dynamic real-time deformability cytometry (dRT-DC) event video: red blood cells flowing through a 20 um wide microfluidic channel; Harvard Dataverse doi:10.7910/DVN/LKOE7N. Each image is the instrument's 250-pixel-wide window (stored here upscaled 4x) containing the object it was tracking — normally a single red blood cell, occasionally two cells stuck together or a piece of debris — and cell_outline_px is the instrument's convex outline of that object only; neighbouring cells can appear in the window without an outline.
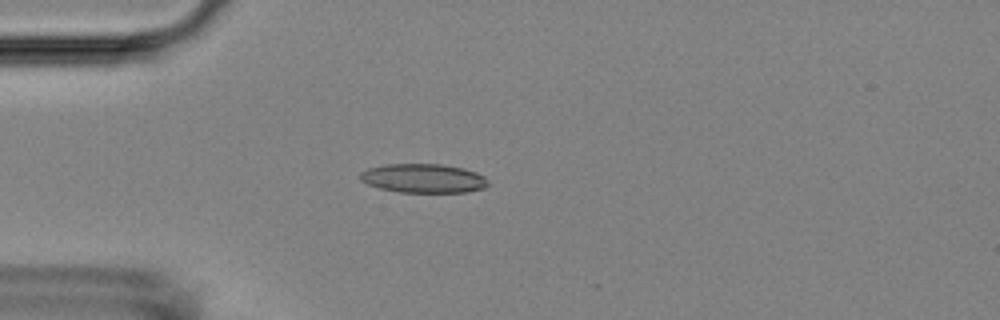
{"species": "Egyptian fruit bat (a non-hibernating species)", "species_latin": "Rousettus aegyptiacus", "temperature_condition": "room temperature", "stored_images_in_passage": 40, "camera_frame_rate_fps": 3000, "um_per_image_px": 0.085, "animal": {"sex": "female"}, "frame": {"image": 1, "passage_image": 14, "time_ms": 4.333, "image_size_px": [1000, 320], "cell_outline_px": [[488, 184], [484, 188], [468, 192], [400, 192], [380, 188], [368, 184], [360, 180], [360, 172], [368, 168], [384, 164], [440, 164], [464, 168], [476, 172], [484, 176], [488, 180]], "centroid_in_image_um": [35.99, 15.15], "position_along_channel_um": 49.0, "area_um2": 21.68}}
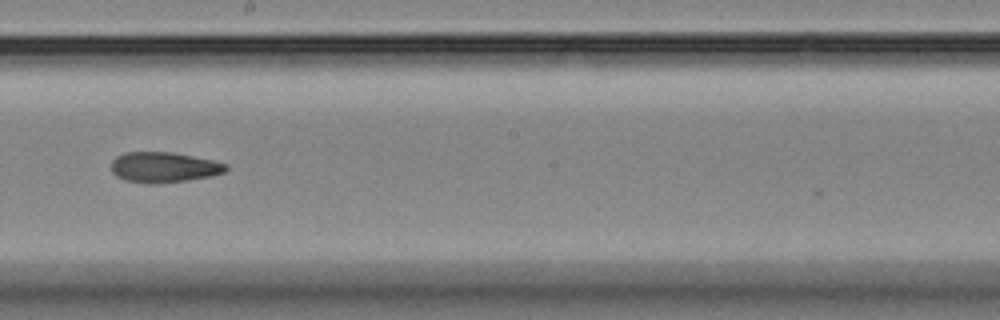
{"frame": {"image": 2, "passage_image": 30, "time_ms": 9.667, "image_size_px": [1000, 320], "cell_outline_px": [[228, 168], [224, 172], [212, 176], [188, 180], [156, 184], [148, 184], [124, 180], [116, 176], [112, 172], [112, 160], [116, 156], [124, 152], [172, 152], [212, 160], [228, 164]], "centroid_in_image_um": [13.91, 14.22], "position_along_channel_um": 234.3, "area_um2": 20.46}}
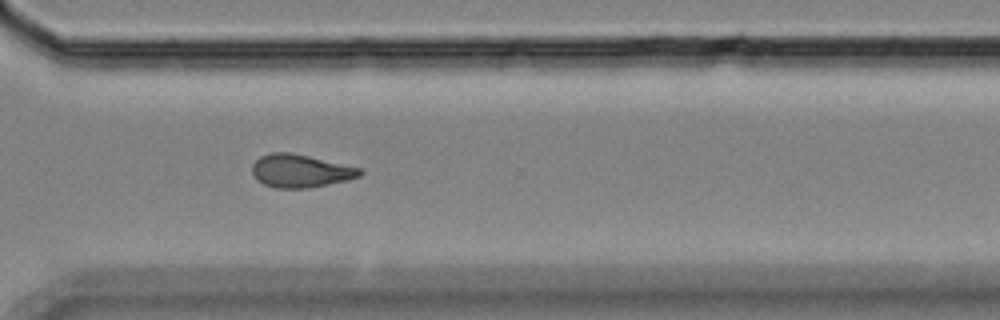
{"frame": {"image": 3, "passage_image": 39, "time_ms": 12.667, "image_size_px": [1000, 320], "cell_outline_px": [[364, 172], [360, 176], [348, 180], [308, 188], [276, 188], [264, 184], [256, 180], [252, 172], [252, 164], [260, 156], [272, 152], [288, 152], [308, 156], [360, 168]], "centroid_in_image_um": [25.51, 14.53], "position_along_channel_um": 345.1, "area_um2": 20.63}}